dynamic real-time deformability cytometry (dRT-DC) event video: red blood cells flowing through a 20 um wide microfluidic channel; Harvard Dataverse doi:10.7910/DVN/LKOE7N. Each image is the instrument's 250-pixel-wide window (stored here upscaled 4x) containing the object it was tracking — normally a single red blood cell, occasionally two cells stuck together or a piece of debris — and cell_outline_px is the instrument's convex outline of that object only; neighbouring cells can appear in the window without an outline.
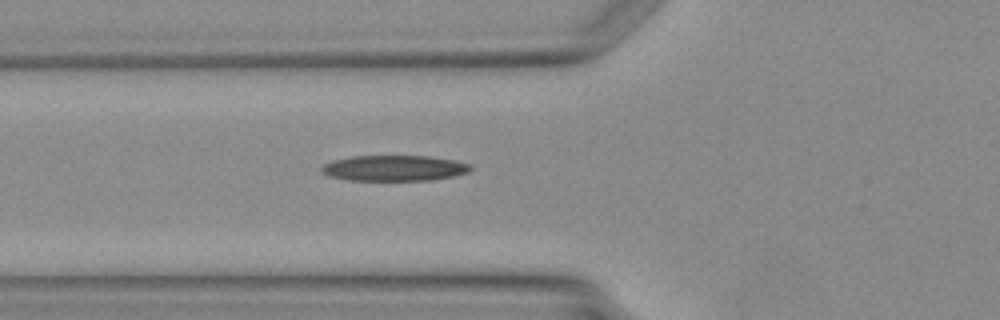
{"species": "Egyptian fruit bat (a non-hibernating species)", "species_latin": "Rousettus aegyptiacus", "temperature_condition": "warm", "stored_images_in_passage": 3, "camera_frame_rate_fps": 3000, "um_per_image_px": 0.085, "animal": {"sex": "female"}, "frame": {"image": 1, "passage_image": 3, "time_ms": 2.667, "image_size_px": [1000, 320], "cell_outline_px": [[472, 168], [468, 172], [436, 180], [348, 180], [328, 176], [320, 172], [320, 168], [324, 164], [336, 160], [352, 156], [428, 156], [456, 160], [472, 164]], "centroid_in_image_um": [33.53, 14.29], "position_along_channel_um": 92.3, "area_um2": 22.37}}